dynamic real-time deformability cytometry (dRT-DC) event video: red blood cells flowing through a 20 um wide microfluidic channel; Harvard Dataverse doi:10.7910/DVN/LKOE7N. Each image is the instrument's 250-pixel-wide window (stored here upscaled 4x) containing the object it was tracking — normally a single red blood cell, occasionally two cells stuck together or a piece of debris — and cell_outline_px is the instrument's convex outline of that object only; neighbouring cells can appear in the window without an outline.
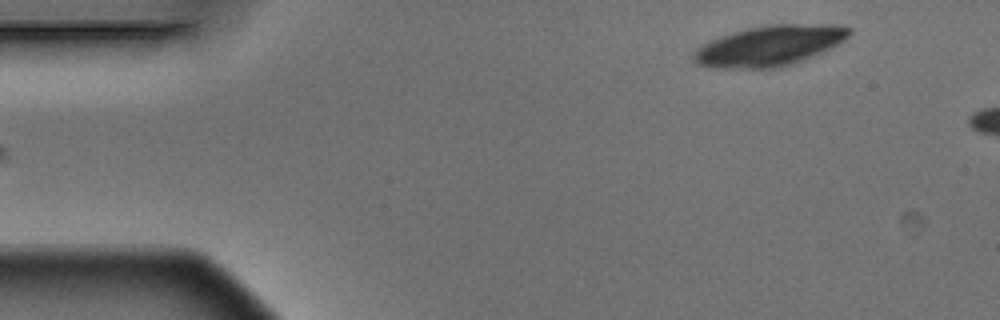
{"species": "Egyptian fruit bat (a non-hibernating species)", "species_latin": "Rousettus aegyptiacus", "temperature_condition": "warm", "stored_images_in_passage": 2, "camera_frame_rate_fps": 3000, "um_per_image_px": 0.085, "animal": {"sex": "male"}, "frame": {"image": 1, "passage_image": 1, "time_ms": 0.0, "image_size_px": [1000, 320], "cell_outline_px": [[852, 32], [844, 40], [812, 56], [792, 64], [776, 68], [708, 68], [696, 64], [692, 60], [692, 52], [696, 48], [720, 36], [732, 32], [748, 28], [772, 24], [840, 24], [852, 28]], "centroid_in_image_um": [65.38, 3.88], "position_along_channel_um": 19.6, "area_um2": 36.7}}